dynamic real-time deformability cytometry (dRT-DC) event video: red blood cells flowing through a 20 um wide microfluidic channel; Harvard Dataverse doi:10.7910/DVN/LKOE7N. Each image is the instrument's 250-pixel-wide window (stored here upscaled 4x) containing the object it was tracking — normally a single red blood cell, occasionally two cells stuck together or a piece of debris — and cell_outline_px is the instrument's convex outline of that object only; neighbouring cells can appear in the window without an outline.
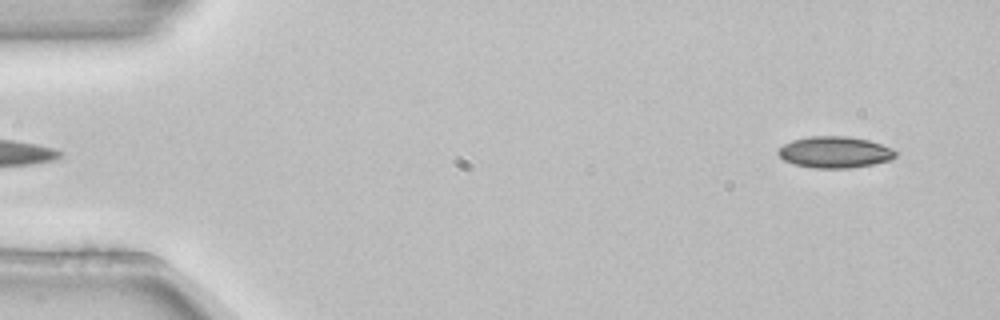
{"species": "common noctule bat (a hibernating species)", "species_latin": "Nyctalus noctula", "temperature_condition": "room temperature", "stored_images_in_passage": 4, "segment_of_instrument_passage": [2, 2], "camera_frame_rate_fps": 3000, "um_per_image_px": 0.085, "animal": {"sex": "female", "body_mass_g": 22.7, "forearm_length_mm": 54.2}, "frame": {"image": 1, "passage_image": 4, "time_ms": 1.0, "image_size_px": [1000, 320], "cell_outline_px": [[900, 152], [892, 160], [872, 164], [848, 168], [812, 168], [796, 164], [784, 160], [776, 152], [784, 144], [792, 140], [808, 136], [848, 136], [868, 140], [892, 148]], "centroid_in_image_um": [70.99, 12.93], "position_along_channel_um": 14.0, "area_um2": 21.56}}